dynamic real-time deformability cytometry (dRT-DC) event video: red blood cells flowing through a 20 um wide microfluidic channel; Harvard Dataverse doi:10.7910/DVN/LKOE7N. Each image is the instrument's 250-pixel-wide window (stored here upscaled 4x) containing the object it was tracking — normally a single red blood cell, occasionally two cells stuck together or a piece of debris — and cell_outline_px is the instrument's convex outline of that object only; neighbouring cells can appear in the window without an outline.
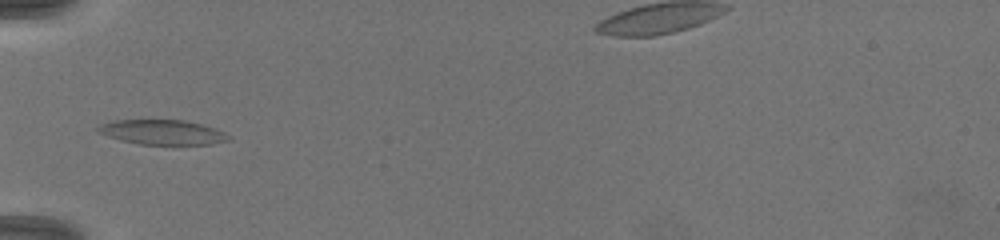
{"species": "common noctule bat (a hibernating species)", "species_latin": "Nyctalus noctula", "temperature_condition": "warm", "stored_images_in_passage": 14, "camera_frame_rate_fps": 3000, "um_per_image_px": 0.085, "animal": {"sex": "female", "body_mass_g": 19.5, "forearm_length_mm": 54.1}, "frame": {"image": 1, "passage_image": 1, "time_ms": 0.0, "image_size_px": [1000, 240], "cell_outline_px": [[232, 140], [212, 144], [140, 144], [120, 140], [96, 132], [96, 128], [100, 124], [112, 120], [184, 120], [200, 124], [224, 132], [232, 136]], "centroid_in_image_um": [13.79, 11.24], "position_along_channel_um": 71.2, "area_um2": 18.84}}
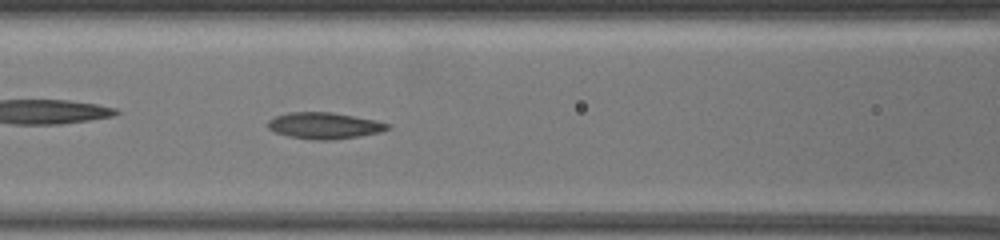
{"frame": {"image": 2, "passage_image": 9, "time_ms": 1.667, "image_size_px": [1000, 240], "cell_outline_px": [[388, 128], [380, 132], [360, 136], [332, 140], [312, 140], [288, 136], [276, 132], [268, 128], [268, 120], [276, 116], [288, 112], [332, 112], [376, 120], [388, 124]], "centroid_in_image_um": [27.54, 10.68], "position_along_channel_um": 139.1, "area_um2": 18.32}}
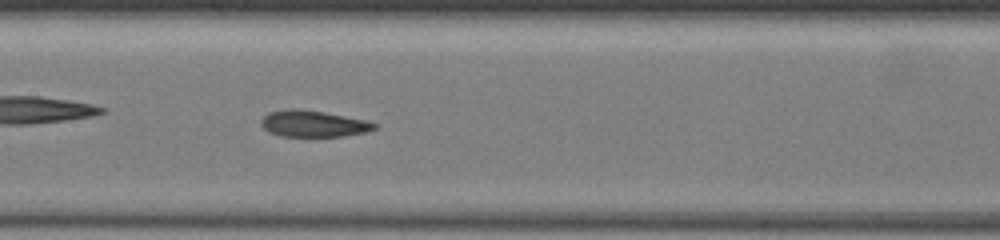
{"frame": {"image": 3, "passage_image": 13, "time_ms": 2.667, "image_size_px": [1000, 240], "cell_outline_px": [[380, 124], [376, 128], [364, 132], [344, 136], [308, 140], [280, 136], [268, 132], [260, 124], [260, 120], [268, 112], [288, 108], [296, 108], [324, 112], [368, 120]], "centroid_in_image_um": [26.61, 10.56], "position_along_channel_um": 180.8, "area_um2": 18.55}}